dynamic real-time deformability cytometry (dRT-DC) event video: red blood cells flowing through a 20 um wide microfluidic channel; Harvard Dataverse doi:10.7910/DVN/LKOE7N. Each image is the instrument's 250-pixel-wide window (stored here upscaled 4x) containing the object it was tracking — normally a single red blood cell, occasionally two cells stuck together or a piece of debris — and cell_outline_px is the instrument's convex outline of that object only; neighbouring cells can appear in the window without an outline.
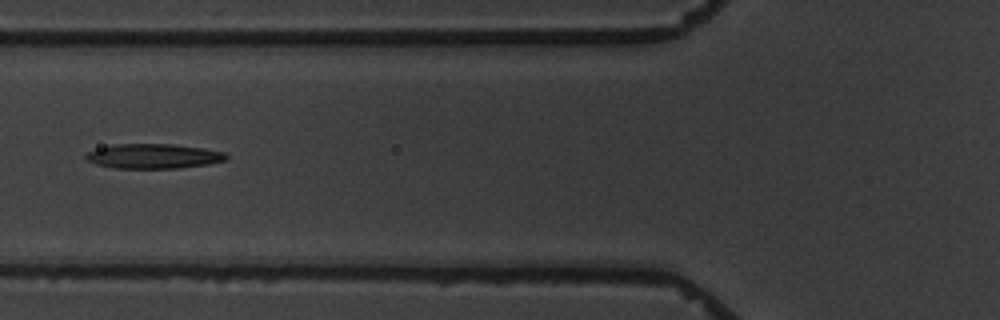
{"species": "common noctule bat (a hibernating species)", "species_latin": "Nyctalus noctula", "temperature_condition": "warm", "stored_images_in_passage": 6, "camera_frame_rate_fps": 3000, "um_per_image_px": 0.085, "animal": {"sex": "male", "body_mass_g": 19.5, "forearm_length_mm": 54.6}, "frame": {"image": 1, "passage_image": 5, "time_ms": 5.333, "image_size_px": [1000, 320], "cell_outline_px": [[228, 160], [208, 164], [180, 168], [116, 168], [96, 164], [88, 160], [84, 156], [88, 152], [96, 148], [112, 144], [172, 144], [204, 148], [224, 152], [228, 156]], "centroid_in_image_um": [13.06, 13.27], "position_along_channel_um": 112.7, "area_um2": 20.29}}
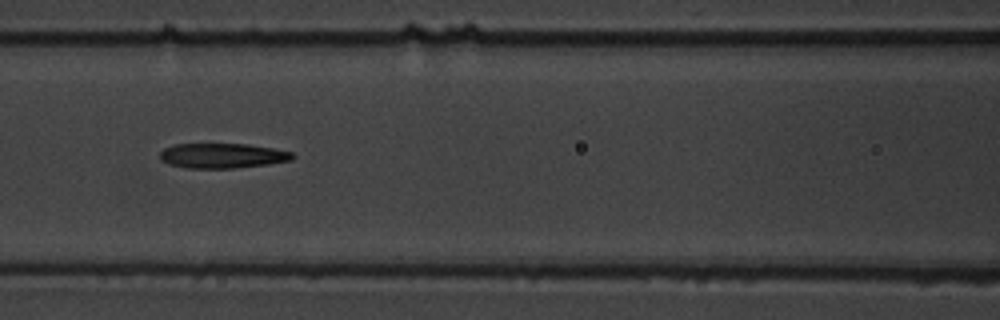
{"frame": {"image": 2, "passage_image": 6, "time_ms": 6.333, "image_size_px": [1000, 320], "cell_outline_px": [[296, 156], [292, 160], [268, 164], [232, 168], [188, 168], [168, 164], [160, 160], [160, 152], [164, 148], [176, 144], [248, 144], [272, 148], [292, 152]], "centroid_in_image_um": [18.9, 13.23], "position_along_channel_um": 147.7, "area_um2": 19.25}}